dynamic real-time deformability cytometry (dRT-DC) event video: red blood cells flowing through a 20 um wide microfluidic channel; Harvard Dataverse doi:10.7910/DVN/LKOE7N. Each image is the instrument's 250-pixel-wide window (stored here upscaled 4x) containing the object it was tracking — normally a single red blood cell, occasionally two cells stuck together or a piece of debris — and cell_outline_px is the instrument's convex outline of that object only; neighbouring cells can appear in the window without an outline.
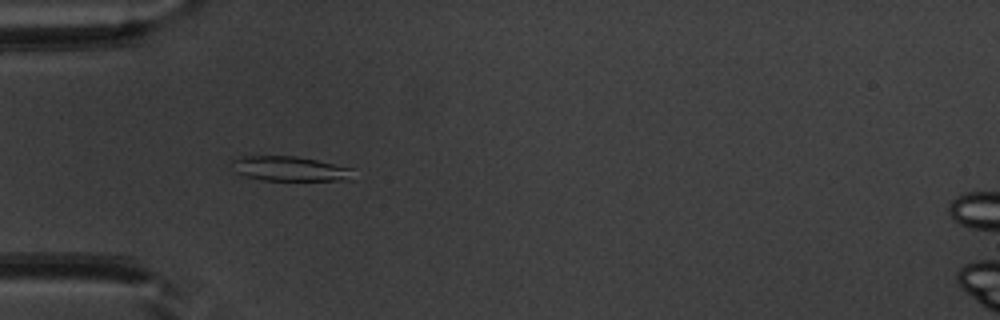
{"species": "common noctule bat (a hibernating species)", "species_latin": "Nyctalus noctula", "temperature_condition": "warm", "stored_images_in_passage": 51, "camera_frame_rate_fps": 3000, "um_per_image_px": 0.085, "animal": {"sex": "male", "body_mass_g": 20.1, "forearm_length_mm": 53.5}, "frame": {"image": 1, "passage_image": 16, "time_ms": 5.0, "image_size_px": [1000, 320], "cell_outline_px": [[356, 168], [352, 180], [264, 180], [244, 176], [236, 172], [228, 164], [232, 160], [240, 156], [296, 156]], "centroid_in_image_um": [24.65, 14.34], "position_along_channel_um": 60.4, "area_um2": 17.8}}
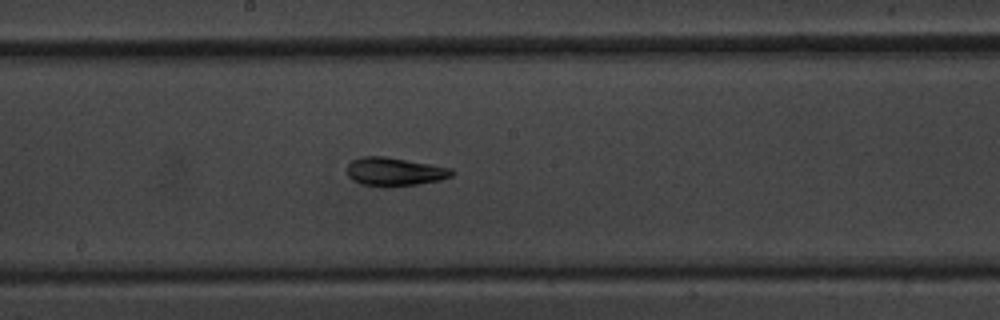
{"frame": {"image": 2, "passage_image": 28, "time_ms": 9.0, "image_size_px": [1000, 320], "cell_outline_px": [[456, 172], [452, 176], [440, 180], [416, 184], [384, 188], [380, 188], [360, 184], [352, 180], [348, 176], [348, 164], [352, 160], [364, 156], [384, 156], [452, 168]], "centroid_in_image_um": [33.53, 14.61], "position_along_channel_um": 214.7, "area_um2": 17.57}}
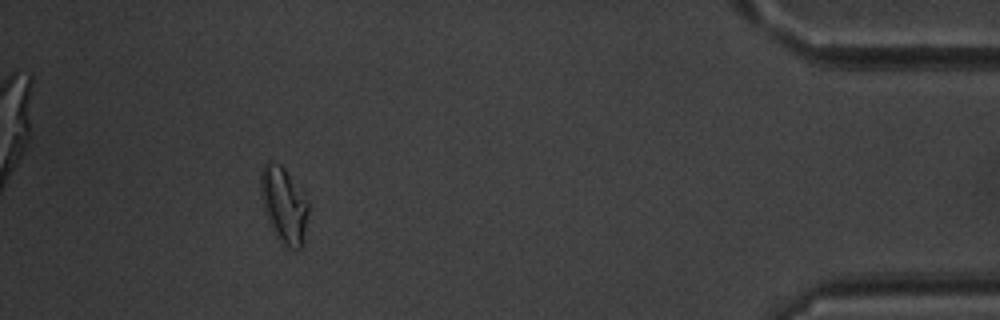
{"frame": {"image": 3, "passage_image": 47, "time_ms": 15.333, "image_size_px": [1000, 320], "cell_outline_px": [[308, 212], [304, 240], [300, 248], [288, 248], [280, 244], [264, 212], [260, 192], [260, 172], [264, 164], [268, 160], [280, 164], [284, 168], [308, 204]], "centroid_in_image_um": [24.09, 17.44], "position_along_channel_um": 411.1, "area_um2": 20.87}, "authors_computed_cell_mechanics": {"area_um2": 18.207, "velocity_mm_per_s": 3.9454, "shape_relaxation_time_tau1_ms": 6.3612, "shape_relaxation_time_tau2_ms": 3.6552, "deformation_change_tau1": 0.1609, "deformation_change_tau2": 0.0912}}